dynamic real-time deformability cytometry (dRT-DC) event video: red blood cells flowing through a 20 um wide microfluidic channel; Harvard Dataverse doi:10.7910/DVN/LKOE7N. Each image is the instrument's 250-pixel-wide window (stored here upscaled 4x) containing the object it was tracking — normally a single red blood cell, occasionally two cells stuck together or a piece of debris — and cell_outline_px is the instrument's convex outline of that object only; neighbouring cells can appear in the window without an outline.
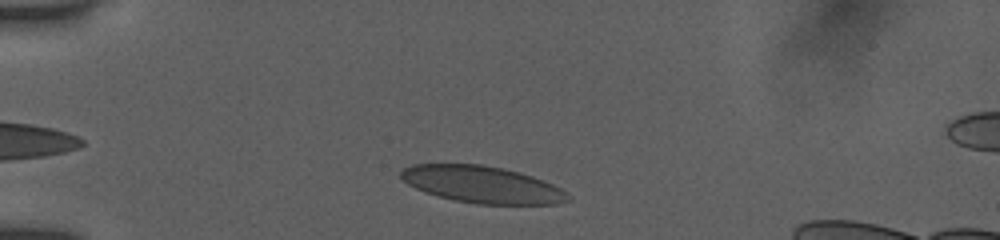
{"species": "human", "species_latin": "Homo sapiens", "temperature_condition": "room temperature", "stored_images_in_passage": 42, "camera_frame_rate_fps": 3000, "um_per_image_px": 0.085, "donor": {"sex": "female"}, "frame": {"image": 1, "passage_image": 3, "time_ms": 0.667, "image_size_px": [1000, 240], "cell_outline_px": [[572, 200], [556, 204], [476, 204], [456, 200], [424, 192], [408, 184], [400, 176], [400, 172], [404, 168], [412, 164], [480, 164], [504, 168], [520, 172], [544, 180], [560, 188], [572, 196]], "centroid_in_image_um": [41.02, 15.68], "position_along_channel_um": 44.0, "area_um2": 35.95}}
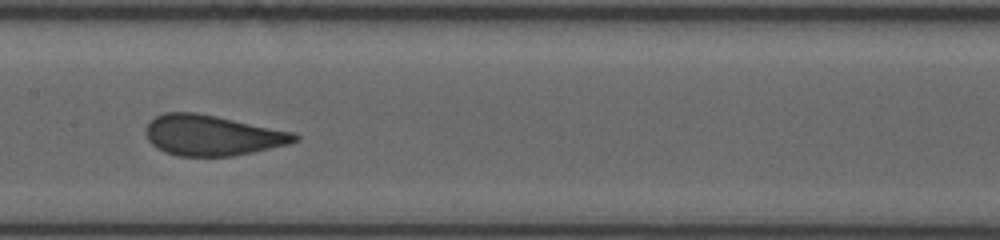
{"frame": {"image": 2, "passage_image": 17, "time_ms": 5.333, "image_size_px": [1000, 240], "cell_outline_px": [[300, 140], [288, 144], [252, 152], [232, 156], [180, 156], [164, 152], [156, 148], [148, 140], [148, 124], [156, 116], [168, 112], [192, 112], [292, 132], [300, 136]], "centroid_in_image_um": [18.04, 11.52], "position_along_channel_um": 189.4, "area_um2": 34.33}}
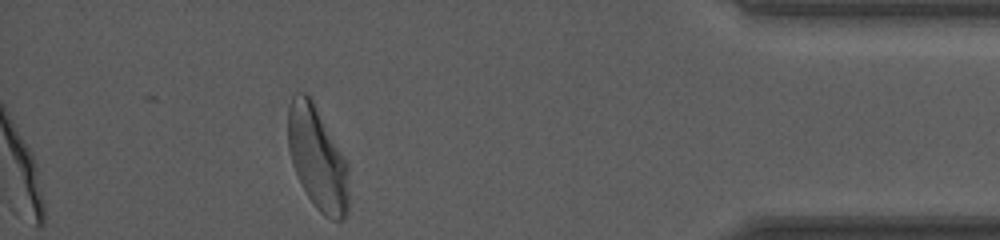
{"frame": {"image": 3, "passage_image": 37, "time_ms": 12.0, "image_size_px": [1000, 240], "cell_outline_px": [[348, 212], [344, 220], [332, 220], [324, 216], [316, 208], [308, 196], [292, 164], [288, 148], [288, 108], [292, 96], [296, 92], [304, 92], [312, 96], [348, 164]], "centroid_in_image_um": [26.99, 13.41], "position_along_channel_um": 408.2, "area_um2": 36.93}, "authors_computed_cell_mechanics": {"area_um2": 35.3158, "velocity_mm_per_s": 3.8939, "shape_relaxation_time_tau1_ms": 5.8039, "shape_relaxation_time_tau2_ms": null, "deformation_change_tau1": 0.1665, "deformation_change_tau2": null}}